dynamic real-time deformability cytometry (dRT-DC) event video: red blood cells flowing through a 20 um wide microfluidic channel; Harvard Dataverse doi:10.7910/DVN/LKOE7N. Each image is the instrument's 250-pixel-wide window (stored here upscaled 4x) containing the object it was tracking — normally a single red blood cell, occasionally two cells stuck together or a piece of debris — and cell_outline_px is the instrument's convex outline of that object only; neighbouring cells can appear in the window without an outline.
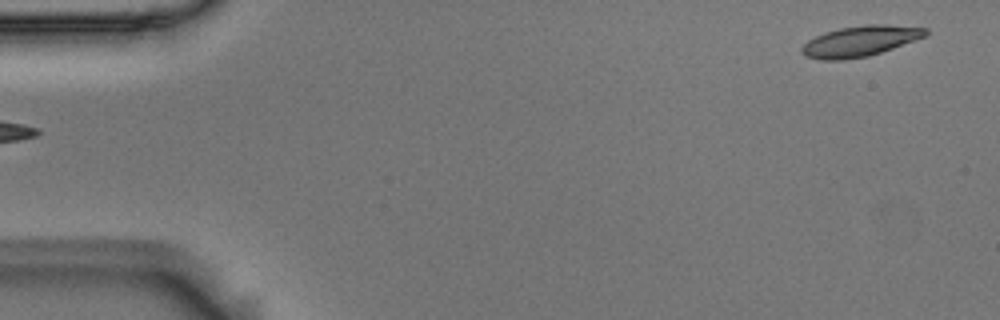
{"species": "Egyptian fruit bat (a non-hibernating species)", "species_latin": "Rousettus aegyptiacus", "temperature_condition": "room temperature", "stored_images_in_passage": 3, "segment_of_instrument_passage": [2, 2], "camera_frame_rate_fps": 3000, "um_per_image_px": 0.085, "animal": {"sex": "male"}, "frame": {"image": 1, "passage_image": 3, "time_ms": 0.667, "image_size_px": [1000, 320], "cell_outline_px": [[928, 36], [868, 56], [844, 60], [820, 60], [804, 56], [800, 52], [800, 48], [808, 40], [824, 32], [840, 28], [864, 24], [884, 24], [928, 28]], "centroid_in_image_um": [73.09, 3.5], "position_along_channel_um": 11.9, "area_um2": 22.25}}